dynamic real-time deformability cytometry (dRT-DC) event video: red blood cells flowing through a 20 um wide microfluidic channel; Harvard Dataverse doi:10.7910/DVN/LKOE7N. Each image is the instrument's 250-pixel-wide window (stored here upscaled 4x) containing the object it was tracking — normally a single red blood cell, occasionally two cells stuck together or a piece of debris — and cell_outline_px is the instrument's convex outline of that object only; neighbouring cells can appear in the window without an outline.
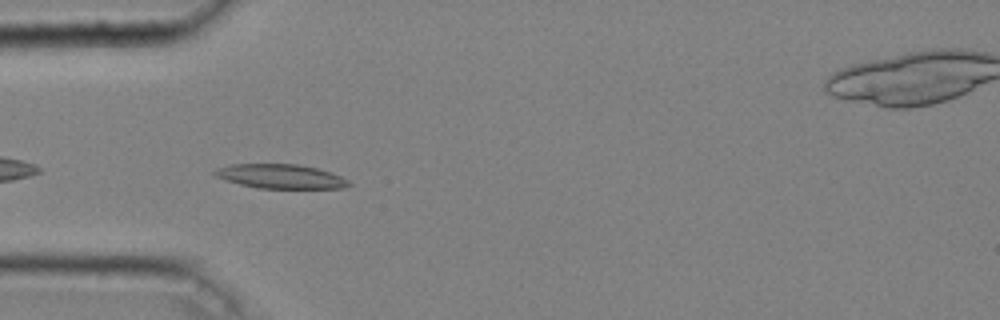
{"species": "common noctule bat (a hibernating species)", "species_latin": "Nyctalus noctula", "temperature_condition": "cold", "stored_images_in_passage": 29, "camera_frame_rate_fps": 3000, "um_per_image_px": 0.085, "animal": {"sex": "male", "body_mass_g": 20.4}, "frame": {"image": 1, "passage_image": 3, "time_ms": 0.667, "image_size_px": [1000, 320], "cell_outline_px": [[352, 184], [344, 188], [256, 188], [224, 180], [216, 176], [212, 172], [216, 168], [228, 164], [296, 164], [316, 168], [340, 176], [348, 180]], "centroid_in_image_um": [23.8, 14.99], "position_along_channel_um": 61.2, "area_um2": 18.9}}
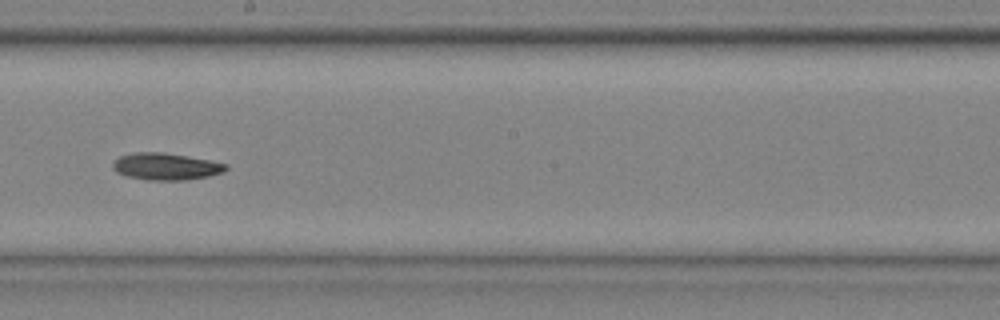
{"frame": {"image": 2, "passage_image": 16, "time_ms": 5.0, "image_size_px": [1000, 320], "cell_outline_px": [[228, 168], [224, 172], [208, 176], [184, 180], [148, 180], [128, 176], [116, 172], [112, 168], [112, 160], [120, 156], [132, 152], [164, 152], [188, 156], [228, 164]], "centroid_in_image_um": [14.07, 14.14], "position_along_channel_um": 234.1, "area_um2": 17.86}}
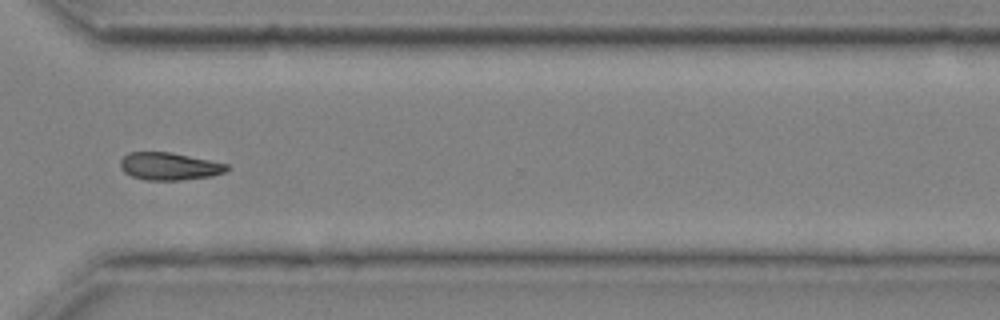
{"frame": {"image": 3, "passage_image": 25, "time_ms": 8.0, "image_size_px": [1000, 320], "cell_outline_px": [[228, 168], [224, 172], [212, 176], [180, 180], [144, 180], [132, 176], [124, 172], [120, 168], [120, 160], [128, 152], [172, 152], [228, 164]], "centroid_in_image_um": [14.36, 14.13], "position_along_channel_um": 356.2, "area_um2": 17.11}, "authors_computed_cell_mechanics": {"area_um2": 17.3978, "velocity_mm_per_s": 4.0402, "shape_relaxation_time_tau1_ms": 5.8641, "shape_relaxation_time_tau2_ms": null, "deformation_change_tau1": 0.1438, "deformation_change_tau2": null}}